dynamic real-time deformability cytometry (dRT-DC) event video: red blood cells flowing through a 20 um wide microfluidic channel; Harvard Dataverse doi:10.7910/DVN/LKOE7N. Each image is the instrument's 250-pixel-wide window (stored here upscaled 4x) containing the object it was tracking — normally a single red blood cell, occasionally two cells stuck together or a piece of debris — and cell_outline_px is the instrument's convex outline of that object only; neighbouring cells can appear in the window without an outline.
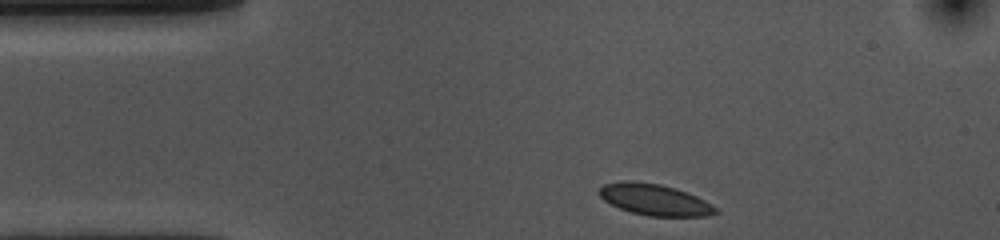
{"species": "common noctule bat (a hibernating species)", "species_latin": "Nyctalus noctula", "temperature_condition": "cold", "stored_images_in_passage": 35, "camera_frame_rate_fps": 3000, "um_per_image_px": 0.085, "animal": {"sex": "female", "body_mass_g": 10.0, "forearm_length_mm": 53.1}, "frame": {"image": 1, "passage_image": 1, "time_ms": 0.0, "image_size_px": [1000, 240], "cell_outline_px": [[720, 212], [708, 216], [648, 216], [632, 212], [620, 208], [604, 200], [596, 192], [604, 184], [624, 180], [628, 180], [660, 184], [676, 188], [696, 196], [712, 204]], "centroid_in_image_um": [55.65, 16.97], "position_along_channel_um": 29.4, "area_um2": 21.21}}
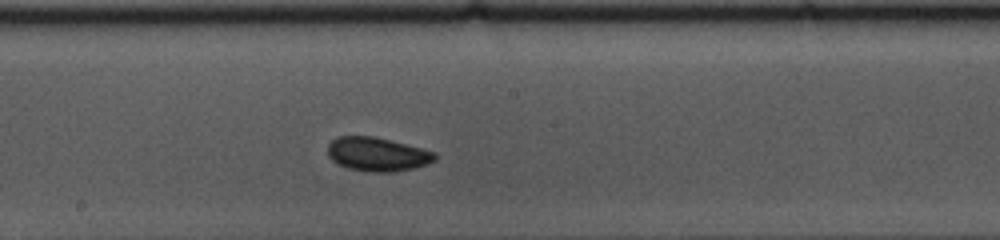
{"frame": {"image": 2, "passage_image": 20, "time_ms": 6.333, "image_size_px": [1000, 240], "cell_outline_px": [[436, 160], [412, 168], [392, 172], [368, 172], [348, 168], [336, 164], [328, 156], [328, 144], [336, 136], [372, 136], [436, 152]], "centroid_in_image_um": [32.01, 13.11], "position_along_channel_um": 216.2, "area_um2": 20.98}}
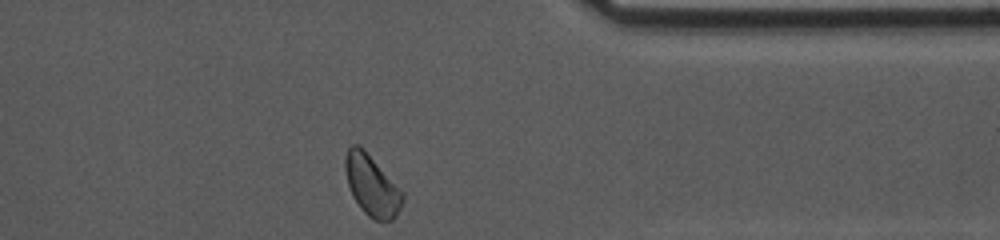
{"frame": {"image": 3, "passage_image": 35, "time_ms": 11.333, "image_size_px": [1000, 240], "cell_outline_px": [[404, 200], [396, 216], [392, 220], [372, 220], [360, 208], [352, 196], [348, 184], [344, 168], [344, 156], [348, 148], [352, 144], [360, 144], [404, 192]], "centroid_in_image_um": [31.59, 15.75], "position_along_channel_um": 379.8, "area_um2": 20.58}}